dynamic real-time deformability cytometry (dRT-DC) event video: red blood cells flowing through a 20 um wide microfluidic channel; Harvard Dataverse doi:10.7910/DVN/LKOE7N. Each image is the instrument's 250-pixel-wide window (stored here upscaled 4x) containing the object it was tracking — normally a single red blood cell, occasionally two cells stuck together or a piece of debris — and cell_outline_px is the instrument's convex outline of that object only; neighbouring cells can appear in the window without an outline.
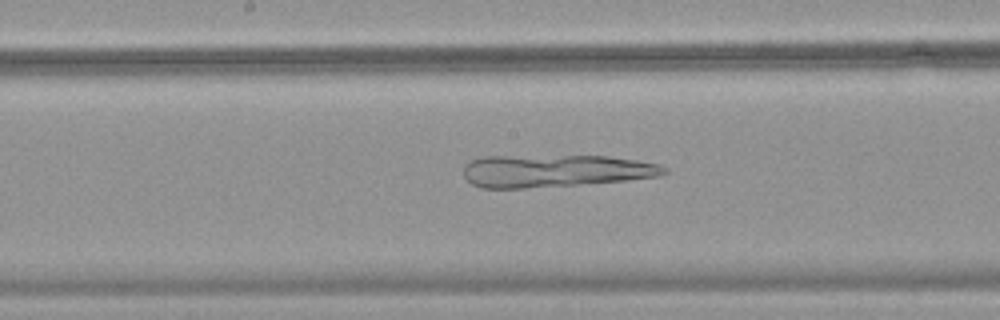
{"species": "common noctule bat (a hibernating species)", "species_latin": "Nyctalus noctula", "temperature_condition": "warm", "stored_images_in_passage": 26, "camera_frame_rate_fps": 3000, "um_per_image_px": 0.085, "animal": {"sex": "female", "body_mass_g": 18.4}, "frame": {"image": 1, "passage_image": 26, "time_ms": 8.333, "image_size_px": [1000, 320], "cell_outline_px": [[668, 172], [660, 176], [628, 180], [524, 188], [480, 188], [472, 184], [464, 176], [464, 164], [472, 160], [484, 156], [608, 156], [636, 160], [660, 164], [668, 168]], "centroid_in_image_um": [47.2, 14.51], "position_along_channel_um": 201.0, "area_um2": 37.92}}